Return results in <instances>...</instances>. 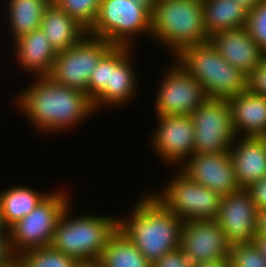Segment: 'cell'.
I'll return each instance as SVG.
<instances>
[{
    "mask_svg": "<svg viewBox=\"0 0 266 267\" xmlns=\"http://www.w3.org/2000/svg\"><path fill=\"white\" fill-rule=\"evenodd\" d=\"M30 83L15 95V106L44 135L76 129L96 114L92 100L82 91L56 84L49 77H35Z\"/></svg>",
    "mask_w": 266,
    "mask_h": 267,
    "instance_id": "6da1fadb",
    "label": "cell"
},
{
    "mask_svg": "<svg viewBox=\"0 0 266 267\" xmlns=\"http://www.w3.org/2000/svg\"><path fill=\"white\" fill-rule=\"evenodd\" d=\"M130 213L117 216V229L151 264L180 248L183 221L149 192L140 197Z\"/></svg>",
    "mask_w": 266,
    "mask_h": 267,
    "instance_id": "7a4b0ae2",
    "label": "cell"
},
{
    "mask_svg": "<svg viewBox=\"0 0 266 267\" xmlns=\"http://www.w3.org/2000/svg\"><path fill=\"white\" fill-rule=\"evenodd\" d=\"M151 39L167 47L171 57L184 47L210 41L204 25L202 0L155 1Z\"/></svg>",
    "mask_w": 266,
    "mask_h": 267,
    "instance_id": "3957f363",
    "label": "cell"
},
{
    "mask_svg": "<svg viewBox=\"0 0 266 267\" xmlns=\"http://www.w3.org/2000/svg\"><path fill=\"white\" fill-rule=\"evenodd\" d=\"M71 205L60 217L50 246L78 261L100 260L110 236L117 230V216L97 213L74 216Z\"/></svg>",
    "mask_w": 266,
    "mask_h": 267,
    "instance_id": "277c9868",
    "label": "cell"
},
{
    "mask_svg": "<svg viewBox=\"0 0 266 267\" xmlns=\"http://www.w3.org/2000/svg\"><path fill=\"white\" fill-rule=\"evenodd\" d=\"M172 58L203 86L209 99H228L247 90L248 76L229 64L211 41L184 47Z\"/></svg>",
    "mask_w": 266,
    "mask_h": 267,
    "instance_id": "5b68a950",
    "label": "cell"
},
{
    "mask_svg": "<svg viewBox=\"0 0 266 267\" xmlns=\"http://www.w3.org/2000/svg\"><path fill=\"white\" fill-rule=\"evenodd\" d=\"M87 34L115 46L134 47L136 36L150 39L151 13L133 0H102Z\"/></svg>",
    "mask_w": 266,
    "mask_h": 267,
    "instance_id": "8992f818",
    "label": "cell"
},
{
    "mask_svg": "<svg viewBox=\"0 0 266 267\" xmlns=\"http://www.w3.org/2000/svg\"><path fill=\"white\" fill-rule=\"evenodd\" d=\"M176 171L160 191L150 194L182 221L215 219L222 196L191 180L179 168Z\"/></svg>",
    "mask_w": 266,
    "mask_h": 267,
    "instance_id": "52a82bcc",
    "label": "cell"
},
{
    "mask_svg": "<svg viewBox=\"0 0 266 267\" xmlns=\"http://www.w3.org/2000/svg\"><path fill=\"white\" fill-rule=\"evenodd\" d=\"M70 203L72 198L67 191H50L27 216L12 225L10 240L14 254L49 247L58 221Z\"/></svg>",
    "mask_w": 266,
    "mask_h": 267,
    "instance_id": "ba28073f",
    "label": "cell"
},
{
    "mask_svg": "<svg viewBox=\"0 0 266 267\" xmlns=\"http://www.w3.org/2000/svg\"><path fill=\"white\" fill-rule=\"evenodd\" d=\"M114 45L86 34L73 47L57 52L49 78L56 84L87 94L91 72Z\"/></svg>",
    "mask_w": 266,
    "mask_h": 267,
    "instance_id": "9c48e42d",
    "label": "cell"
},
{
    "mask_svg": "<svg viewBox=\"0 0 266 267\" xmlns=\"http://www.w3.org/2000/svg\"><path fill=\"white\" fill-rule=\"evenodd\" d=\"M194 123V154L229 152L237 137L227 99H207L191 115Z\"/></svg>",
    "mask_w": 266,
    "mask_h": 267,
    "instance_id": "30bf717a",
    "label": "cell"
},
{
    "mask_svg": "<svg viewBox=\"0 0 266 267\" xmlns=\"http://www.w3.org/2000/svg\"><path fill=\"white\" fill-rule=\"evenodd\" d=\"M162 73L154 108L156 115H191L208 96L203 86L174 60ZM171 65V66H170Z\"/></svg>",
    "mask_w": 266,
    "mask_h": 267,
    "instance_id": "8fae6325",
    "label": "cell"
},
{
    "mask_svg": "<svg viewBox=\"0 0 266 267\" xmlns=\"http://www.w3.org/2000/svg\"><path fill=\"white\" fill-rule=\"evenodd\" d=\"M149 144L163 164L179 168L194 154V123L190 115H156ZM157 127V128H156ZM168 163V164H167Z\"/></svg>",
    "mask_w": 266,
    "mask_h": 267,
    "instance_id": "7c38bea8",
    "label": "cell"
},
{
    "mask_svg": "<svg viewBox=\"0 0 266 267\" xmlns=\"http://www.w3.org/2000/svg\"><path fill=\"white\" fill-rule=\"evenodd\" d=\"M129 46H113L111 48V77L110 86H106L93 100L92 104L97 113L101 108L121 107L133 100L137 93V71L133 65V51ZM132 54V55H131ZM132 56V57H131ZM132 100V101H131ZM130 101V102H129Z\"/></svg>",
    "mask_w": 266,
    "mask_h": 267,
    "instance_id": "4fadbf2b",
    "label": "cell"
},
{
    "mask_svg": "<svg viewBox=\"0 0 266 267\" xmlns=\"http://www.w3.org/2000/svg\"><path fill=\"white\" fill-rule=\"evenodd\" d=\"M230 247L215 219L183 221L180 249L194 264L228 259Z\"/></svg>",
    "mask_w": 266,
    "mask_h": 267,
    "instance_id": "5bb4252c",
    "label": "cell"
},
{
    "mask_svg": "<svg viewBox=\"0 0 266 267\" xmlns=\"http://www.w3.org/2000/svg\"><path fill=\"white\" fill-rule=\"evenodd\" d=\"M257 213L250 193L241 189L221 197L215 220L231 245L249 243L256 237Z\"/></svg>",
    "mask_w": 266,
    "mask_h": 267,
    "instance_id": "9a60e30c",
    "label": "cell"
},
{
    "mask_svg": "<svg viewBox=\"0 0 266 267\" xmlns=\"http://www.w3.org/2000/svg\"><path fill=\"white\" fill-rule=\"evenodd\" d=\"M179 169L191 180L218 192L221 196L241 190L235 178L229 152L192 154Z\"/></svg>",
    "mask_w": 266,
    "mask_h": 267,
    "instance_id": "2e32d148",
    "label": "cell"
},
{
    "mask_svg": "<svg viewBox=\"0 0 266 267\" xmlns=\"http://www.w3.org/2000/svg\"><path fill=\"white\" fill-rule=\"evenodd\" d=\"M210 41L229 64L247 76L266 57L245 27L221 31L212 35Z\"/></svg>",
    "mask_w": 266,
    "mask_h": 267,
    "instance_id": "e0dca14e",
    "label": "cell"
},
{
    "mask_svg": "<svg viewBox=\"0 0 266 267\" xmlns=\"http://www.w3.org/2000/svg\"><path fill=\"white\" fill-rule=\"evenodd\" d=\"M241 189L266 176V137H236L229 150Z\"/></svg>",
    "mask_w": 266,
    "mask_h": 267,
    "instance_id": "ac0fdd59",
    "label": "cell"
},
{
    "mask_svg": "<svg viewBox=\"0 0 266 267\" xmlns=\"http://www.w3.org/2000/svg\"><path fill=\"white\" fill-rule=\"evenodd\" d=\"M232 125L238 137H266V97L248 89L228 98Z\"/></svg>",
    "mask_w": 266,
    "mask_h": 267,
    "instance_id": "d6986e66",
    "label": "cell"
},
{
    "mask_svg": "<svg viewBox=\"0 0 266 267\" xmlns=\"http://www.w3.org/2000/svg\"><path fill=\"white\" fill-rule=\"evenodd\" d=\"M17 65L33 77H48L57 52L44 32L38 28L13 42ZM31 73V74H30Z\"/></svg>",
    "mask_w": 266,
    "mask_h": 267,
    "instance_id": "ffe728a7",
    "label": "cell"
},
{
    "mask_svg": "<svg viewBox=\"0 0 266 267\" xmlns=\"http://www.w3.org/2000/svg\"><path fill=\"white\" fill-rule=\"evenodd\" d=\"M40 29L56 52L73 47L87 34L82 25L52 1L44 11Z\"/></svg>",
    "mask_w": 266,
    "mask_h": 267,
    "instance_id": "44dd1931",
    "label": "cell"
},
{
    "mask_svg": "<svg viewBox=\"0 0 266 267\" xmlns=\"http://www.w3.org/2000/svg\"><path fill=\"white\" fill-rule=\"evenodd\" d=\"M202 6L209 37L246 26L249 10L235 0H202Z\"/></svg>",
    "mask_w": 266,
    "mask_h": 267,
    "instance_id": "7402d4cb",
    "label": "cell"
},
{
    "mask_svg": "<svg viewBox=\"0 0 266 267\" xmlns=\"http://www.w3.org/2000/svg\"><path fill=\"white\" fill-rule=\"evenodd\" d=\"M52 0H7L8 29L12 41L40 28L44 11Z\"/></svg>",
    "mask_w": 266,
    "mask_h": 267,
    "instance_id": "603a6c76",
    "label": "cell"
},
{
    "mask_svg": "<svg viewBox=\"0 0 266 267\" xmlns=\"http://www.w3.org/2000/svg\"><path fill=\"white\" fill-rule=\"evenodd\" d=\"M50 192L40 193L24 185L0 190V212L5 223L11 227L27 216Z\"/></svg>",
    "mask_w": 266,
    "mask_h": 267,
    "instance_id": "cb8c5ba5",
    "label": "cell"
},
{
    "mask_svg": "<svg viewBox=\"0 0 266 267\" xmlns=\"http://www.w3.org/2000/svg\"><path fill=\"white\" fill-rule=\"evenodd\" d=\"M100 261L104 267H151L133 242L118 229L110 236Z\"/></svg>",
    "mask_w": 266,
    "mask_h": 267,
    "instance_id": "d4e9b609",
    "label": "cell"
},
{
    "mask_svg": "<svg viewBox=\"0 0 266 267\" xmlns=\"http://www.w3.org/2000/svg\"><path fill=\"white\" fill-rule=\"evenodd\" d=\"M17 260L20 267H76L79 262L51 246L24 251Z\"/></svg>",
    "mask_w": 266,
    "mask_h": 267,
    "instance_id": "484cf974",
    "label": "cell"
},
{
    "mask_svg": "<svg viewBox=\"0 0 266 267\" xmlns=\"http://www.w3.org/2000/svg\"><path fill=\"white\" fill-rule=\"evenodd\" d=\"M102 0H52L60 9L75 19L87 31L97 17Z\"/></svg>",
    "mask_w": 266,
    "mask_h": 267,
    "instance_id": "4316f807",
    "label": "cell"
},
{
    "mask_svg": "<svg viewBox=\"0 0 266 267\" xmlns=\"http://www.w3.org/2000/svg\"><path fill=\"white\" fill-rule=\"evenodd\" d=\"M228 259L230 267H266V259L255 242L231 245Z\"/></svg>",
    "mask_w": 266,
    "mask_h": 267,
    "instance_id": "83f0119b",
    "label": "cell"
},
{
    "mask_svg": "<svg viewBox=\"0 0 266 267\" xmlns=\"http://www.w3.org/2000/svg\"><path fill=\"white\" fill-rule=\"evenodd\" d=\"M245 28L251 38L266 53V0H261L248 11Z\"/></svg>",
    "mask_w": 266,
    "mask_h": 267,
    "instance_id": "f1b7e54d",
    "label": "cell"
},
{
    "mask_svg": "<svg viewBox=\"0 0 266 267\" xmlns=\"http://www.w3.org/2000/svg\"><path fill=\"white\" fill-rule=\"evenodd\" d=\"M111 49L100 59L91 72L87 86V96L93 100L106 86H110Z\"/></svg>",
    "mask_w": 266,
    "mask_h": 267,
    "instance_id": "f546056e",
    "label": "cell"
},
{
    "mask_svg": "<svg viewBox=\"0 0 266 267\" xmlns=\"http://www.w3.org/2000/svg\"><path fill=\"white\" fill-rule=\"evenodd\" d=\"M194 263L178 248L166 253L151 264V267H194Z\"/></svg>",
    "mask_w": 266,
    "mask_h": 267,
    "instance_id": "4dcf8cb0",
    "label": "cell"
},
{
    "mask_svg": "<svg viewBox=\"0 0 266 267\" xmlns=\"http://www.w3.org/2000/svg\"><path fill=\"white\" fill-rule=\"evenodd\" d=\"M247 89L254 94L266 97V57L248 76Z\"/></svg>",
    "mask_w": 266,
    "mask_h": 267,
    "instance_id": "1f68e13d",
    "label": "cell"
},
{
    "mask_svg": "<svg viewBox=\"0 0 266 267\" xmlns=\"http://www.w3.org/2000/svg\"><path fill=\"white\" fill-rule=\"evenodd\" d=\"M256 205L258 211L266 209V176L254 182L246 189Z\"/></svg>",
    "mask_w": 266,
    "mask_h": 267,
    "instance_id": "d6a6232c",
    "label": "cell"
},
{
    "mask_svg": "<svg viewBox=\"0 0 266 267\" xmlns=\"http://www.w3.org/2000/svg\"><path fill=\"white\" fill-rule=\"evenodd\" d=\"M17 256L11 247L10 236L0 238V267L9 265Z\"/></svg>",
    "mask_w": 266,
    "mask_h": 267,
    "instance_id": "836d02e7",
    "label": "cell"
},
{
    "mask_svg": "<svg viewBox=\"0 0 266 267\" xmlns=\"http://www.w3.org/2000/svg\"><path fill=\"white\" fill-rule=\"evenodd\" d=\"M256 236H266V209L257 213Z\"/></svg>",
    "mask_w": 266,
    "mask_h": 267,
    "instance_id": "e575fe53",
    "label": "cell"
},
{
    "mask_svg": "<svg viewBox=\"0 0 266 267\" xmlns=\"http://www.w3.org/2000/svg\"><path fill=\"white\" fill-rule=\"evenodd\" d=\"M194 267H230L229 259H218L200 262Z\"/></svg>",
    "mask_w": 266,
    "mask_h": 267,
    "instance_id": "d590c367",
    "label": "cell"
},
{
    "mask_svg": "<svg viewBox=\"0 0 266 267\" xmlns=\"http://www.w3.org/2000/svg\"><path fill=\"white\" fill-rule=\"evenodd\" d=\"M254 242L258 246L263 257L266 259V236H256Z\"/></svg>",
    "mask_w": 266,
    "mask_h": 267,
    "instance_id": "8d00e7d4",
    "label": "cell"
},
{
    "mask_svg": "<svg viewBox=\"0 0 266 267\" xmlns=\"http://www.w3.org/2000/svg\"><path fill=\"white\" fill-rule=\"evenodd\" d=\"M10 236V227L5 223L4 217L0 212V238Z\"/></svg>",
    "mask_w": 266,
    "mask_h": 267,
    "instance_id": "74e56055",
    "label": "cell"
},
{
    "mask_svg": "<svg viewBox=\"0 0 266 267\" xmlns=\"http://www.w3.org/2000/svg\"><path fill=\"white\" fill-rule=\"evenodd\" d=\"M76 267H104L100 260L79 261Z\"/></svg>",
    "mask_w": 266,
    "mask_h": 267,
    "instance_id": "f35d334b",
    "label": "cell"
},
{
    "mask_svg": "<svg viewBox=\"0 0 266 267\" xmlns=\"http://www.w3.org/2000/svg\"><path fill=\"white\" fill-rule=\"evenodd\" d=\"M135 3L145 7L150 13L153 12L155 0H133Z\"/></svg>",
    "mask_w": 266,
    "mask_h": 267,
    "instance_id": "ab89813d",
    "label": "cell"
},
{
    "mask_svg": "<svg viewBox=\"0 0 266 267\" xmlns=\"http://www.w3.org/2000/svg\"><path fill=\"white\" fill-rule=\"evenodd\" d=\"M237 3L244 6L246 9H253L261 0H235Z\"/></svg>",
    "mask_w": 266,
    "mask_h": 267,
    "instance_id": "60d3db41",
    "label": "cell"
},
{
    "mask_svg": "<svg viewBox=\"0 0 266 267\" xmlns=\"http://www.w3.org/2000/svg\"><path fill=\"white\" fill-rule=\"evenodd\" d=\"M3 267H20L17 257L9 265Z\"/></svg>",
    "mask_w": 266,
    "mask_h": 267,
    "instance_id": "b9f144b4",
    "label": "cell"
}]
</instances>
